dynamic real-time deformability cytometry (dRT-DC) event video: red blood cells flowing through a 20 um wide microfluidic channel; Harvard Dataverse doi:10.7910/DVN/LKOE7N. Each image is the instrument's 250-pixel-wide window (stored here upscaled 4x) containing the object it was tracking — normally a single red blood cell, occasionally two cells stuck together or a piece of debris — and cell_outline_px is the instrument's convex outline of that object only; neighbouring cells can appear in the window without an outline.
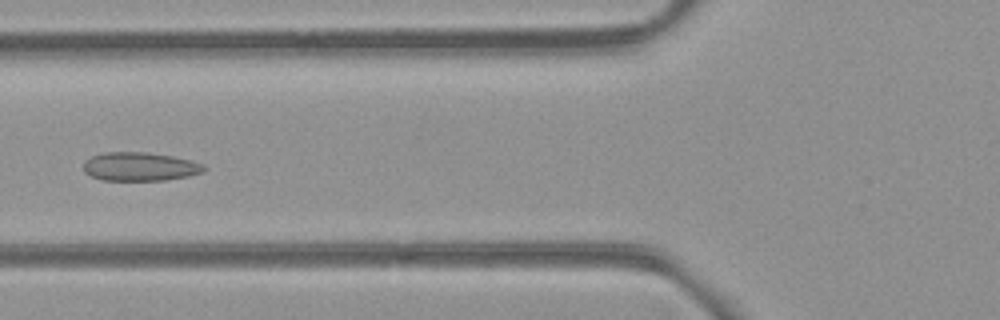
{"species": "common noctule bat (a hibernating species)", "species_latin": "Nyctalus noctula", "temperature_condition": "room temperature", "stored_images_in_passage": 2, "camera_frame_rate_fps": 3000, "um_per_image_px": 0.085, "animal": {"sex": "female", "body_mass_g": 21.9}, "frame": {"image": 1, "passage_image": 2, "time_ms": 1.0, "image_size_px": [1000, 320], "cell_outline_px": [[208, 168], [204, 172], [188, 176], [164, 180], [104, 180], [92, 176], [84, 172], [84, 160], [92, 156], [104, 152], [148, 152], [172, 156], [192, 160], [204, 164]], "centroid_in_image_um": [11.93, 14.15], "position_along_channel_um": 113.9, "area_um2": 20.23}}